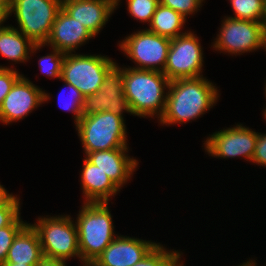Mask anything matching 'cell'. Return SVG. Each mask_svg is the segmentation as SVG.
I'll return each instance as SVG.
<instances>
[{"instance_id": "cell-1", "label": "cell", "mask_w": 266, "mask_h": 266, "mask_svg": "<svg viewBox=\"0 0 266 266\" xmlns=\"http://www.w3.org/2000/svg\"><path fill=\"white\" fill-rule=\"evenodd\" d=\"M167 90L165 111L159 120L168 126L197 119L215 106L219 97L215 85L203 76L172 80Z\"/></svg>"}, {"instance_id": "cell-2", "label": "cell", "mask_w": 266, "mask_h": 266, "mask_svg": "<svg viewBox=\"0 0 266 266\" xmlns=\"http://www.w3.org/2000/svg\"><path fill=\"white\" fill-rule=\"evenodd\" d=\"M124 95L131 114L139 117H162L170 80L162 72L135 68L123 69Z\"/></svg>"}, {"instance_id": "cell-3", "label": "cell", "mask_w": 266, "mask_h": 266, "mask_svg": "<svg viewBox=\"0 0 266 266\" xmlns=\"http://www.w3.org/2000/svg\"><path fill=\"white\" fill-rule=\"evenodd\" d=\"M81 208L75 221L81 261L93 263L117 236L108 202H84Z\"/></svg>"}, {"instance_id": "cell-4", "label": "cell", "mask_w": 266, "mask_h": 266, "mask_svg": "<svg viewBox=\"0 0 266 266\" xmlns=\"http://www.w3.org/2000/svg\"><path fill=\"white\" fill-rule=\"evenodd\" d=\"M123 118L109 111L83 115L75 126L85 155L100 150L129 148Z\"/></svg>"}, {"instance_id": "cell-5", "label": "cell", "mask_w": 266, "mask_h": 266, "mask_svg": "<svg viewBox=\"0 0 266 266\" xmlns=\"http://www.w3.org/2000/svg\"><path fill=\"white\" fill-rule=\"evenodd\" d=\"M70 215L46 216L31 224L36 230L43 256L67 261L70 257L81 259L78 231Z\"/></svg>"}, {"instance_id": "cell-6", "label": "cell", "mask_w": 266, "mask_h": 266, "mask_svg": "<svg viewBox=\"0 0 266 266\" xmlns=\"http://www.w3.org/2000/svg\"><path fill=\"white\" fill-rule=\"evenodd\" d=\"M61 9L62 0H12L8 13L16 17L21 33L35 44H45Z\"/></svg>"}, {"instance_id": "cell-7", "label": "cell", "mask_w": 266, "mask_h": 266, "mask_svg": "<svg viewBox=\"0 0 266 266\" xmlns=\"http://www.w3.org/2000/svg\"><path fill=\"white\" fill-rule=\"evenodd\" d=\"M115 63L102 55L66 53L60 80L72 84L85 97L100 90L105 74Z\"/></svg>"}, {"instance_id": "cell-8", "label": "cell", "mask_w": 266, "mask_h": 266, "mask_svg": "<svg viewBox=\"0 0 266 266\" xmlns=\"http://www.w3.org/2000/svg\"><path fill=\"white\" fill-rule=\"evenodd\" d=\"M171 39L149 30H138L127 36L119 47L137 65L135 69L162 72L167 60Z\"/></svg>"}, {"instance_id": "cell-9", "label": "cell", "mask_w": 266, "mask_h": 266, "mask_svg": "<svg viewBox=\"0 0 266 266\" xmlns=\"http://www.w3.org/2000/svg\"><path fill=\"white\" fill-rule=\"evenodd\" d=\"M191 31L172 38L163 73L172 81L202 77L203 50Z\"/></svg>"}, {"instance_id": "cell-10", "label": "cell", "mask_w": 266, "mask_h": 266, "mask_svg": "<svg viewBox=\"0 0 266 266\" xmlns=\"http://www.w3.org/2000/svg\"><path fill=\"white\" fill-rule=\"evenodd\" d=\"M213 48L216 51L240 55L262 48L266 33L262 22L227 17L221 24Z\"/></svg>"}, {"instance_id": "cell-11", "label": "cell", "mask_w": 266, "mask_h": 266, "mask_svg": "<svg viewBox=\"0 0 266 266\" xmlns=\"http://www.w3.org/2000/svg\"><path fill=\"white\" fill-rule=\"evenodd\" d=\"M106 111L119 116H122L124 111L131 114L124 95L123 68L117 63L105 74L100 90L85 96L82 114L91 115Z\"/></svg>"}, {"instance_id": "cell-12", "label": "cell", "mask_w": 266, "mask_h": 266, "mask_svg": "<svg viewBox=\"0 0 266 266\" xmlns=\"http://www.w3.org/2000/svg\"><path fill=\"white\" fill-rule=\"evenodd\" d=\"M258 132L252 131L242 124L216 131L205 141V151L212 157H243L252 161L256 147Z\"/></svg>"}, {"instance_id": "cell-13", "label": "cell", "mask_w": 266, "mask_h": 266, "mask_svg": "<svg viewBox=\"0 0 266 266\" xmlns=\"http://www.w3.org/2000/svg\"><path fill=\"white\" fill-rule=\"evenodd\" d=\"M50 100L49 94L23 75L15 82L0 106V121L6 125L19 121Z\"/></svg>"}, {"instance_id": "cell-14", "label": "cell", "mask_w": 266, "mask_h": 266, "mask_svg": "<svg viewBox=\"0 0 266 266\" xmlns=\"http://www.w3.org/2000/svg\"><path fill=\"white\" fill-rule=\"evenodd\" d=\"M158 243L128 236H117L95 259V266H133Z\"/></svg>"}, {"instance_id": "cell-15", "label": "cell", "mask_w": 266, "mask_h": 266, "mask_svg": "<svg viewBox=\"0 0 266 266\" xmlns=\"http://www.w3.org/2000/svg\"><path fill=\"white\" fill-rule=\"evenodd\" d=\"M119 2L120 0H62V9L95 37Z\"/></svg>"}, {"instance_id": "cell-16", "label": "cell", "mask_w": 266, "mask_h": 266, "mask_svg": "<svg viewBox=\"0 0 266 266\" xmlns=\"http://www.w3.org/2000/svg\"><path fill=\"white\" fill-rule=\"evenodd\" d=\"M126 152L128 153V148L94 151L87 153L86 159L98 166L121 189L131 179L139 163L127 156Z\"/></svg>"}, {"instance_id": "cell-17", "label": "cell", "mask_w": 266, "mask_h": 266, "mask_svg": "<svg viewBox=\"0 0 266 266\" xmlns=\"http://www.w3.org/2000/svg\"><path fill=\"white\" fill-rule=\"evenodd\" d=\"M94 37L90 31L61 9L52 25L45 45L63 53H72L82 44Z\"/></svg>"}, {"instance_id": "cell-18", "label": "cell", "mask_w": 266, "mask_h": 266, "mask_svg": "<svg viewBox=\"0 0 266 266\" xmlns=\"http://www.w3.org/2000/svg\"><path fill=\"white\" fill-rule=\"evenodd\" d=\"M81 186L86 203L108 202L111 196L120 191L106 173L86 158L81 171Z\"/></svg>"}, {"instance_id": "cell-19", "label": "cell", "mask_w": 266, "mask_h": 266, "mask_svg": "<svg viewBox=\"0 0 266 266\" xmlns=\"http://www.w3.org/2000/svg\"><path fill=\"white\" fill-rule=\"evenodd\" d=\"M43 257L36 230L27 223L15 236L4 263L37 265Z\"/></svg>"}, {"instance_id": "cell-20", "label": "cell", "mask_w": 266, "mask_h": 266, "mask_svg": "<svg viewBox=\"0 0 266 266\" xmlns=\"http://www.w3.org/2000/svg\"><path fill=\"white\" fill-rule=\"evenodd\" d=\"M45 44H35L13 26L0 27V54L13 62H25L29 54L41 49Z\"/></svg>"}, {"instance_id": "cell-21", "label": "cell", "mask_w": 266, "mask_h": 266, "mask_svg": "<svg viewBox=\"0 0 266 266\" xmlns=\"http://www.w3.org/2000/svg\"><path fill=\"white\" fill-rule=\"evenodd\" d=\"M185 22L186 18L180 13L159 4L152 16L149 29L147 30L156 33L157 35L172 39L184 34L180 31L182 30Z\"/></svg>"}, {"instance_id": "cell-22", "label": "cell", "mask_w": 266, "mask_h": 266, "mask_svg": "<svg viewBox=\"0 0 266 266\" xmlns=\"http://www.w3.org/2000/svg\"><path fill=\"white\" fill-rule=\"evenodd\" d=\"M234 19L263 22L265 0H230Z\"/></svg>"}, {"instance_id": "cell-23", "label": "cell", "mask_w": 266, "mask_h": 266, "mask_svg": "<svg viewBox=\"0 0 266 266\" xmlns=\"http://www.w3.org/2000/svg\"><path fill=\"white\" fill-rule=\"evenodd\" d=\"M180 258V252L168 251L158 243L141 261L133 266H175Z\"/></svg>"}, {"instance_id": "cell-24", "label": "cell", "mask_w": 266, "mask_h": 266, "mask_svg": "<svg viewBox=\"0 0 266 266\" xmlns=\"http://www.w3.org/2000/svg\"><path fill=\"white\" fill-rule=\"evenodd\" d=\"M64 86L66 89L70 90L69 96L67 98L64 97V91H60L58 96V105L61 109L66 111H71L74 113L75 125L79 122L81 117L83 116L82 110L84 105V95L72 84L64 82ZM63 90V89H62ZM63 94V96H62ZM66 99V100H65Z\"/></svg>"}, {"instance_id": "cell-25", "label": "cell", "mask_w": 266, "mask_h": 266, "mask_svg": "<svg viewBox=\"0 0 266 266\" xmlns=\"http://www.w3.org/2000/svg\"><path fill=\"white\" fill-rule=\"evenodd\" d=\"M52 53L43 56L39 59L40 71L51 78L61 79L62 65L66 53H63L56 48H52Z\"/></svg>"}, {"instance_id": "cell-26", "label": "cell", "mask_w": 266, "mask_h": 266, "mask_svg": "<svg viewBox=\"0 0 266 266\" xmlns=\"http://www.w3.org/2000/svg\"><path fill=\"white\" fill-rule=\"evenodd\" d=\"M127 10L129 14L136 20L141 22H148L150 24L153 14L157 6L160 4L159 0H126Z\"/></svg>"}, {"instance_id": "cell-27", "label": "cell", "mask_w": 266, "mask_h": 266, "mask_svg": "<svg viewBox=\"0 0 266 266\" xmlns=\"http://www.w3.org/2000/svg\"><path fill=\"white\" fill-rule=\"evenodd\" d=\"M26 224L27 222L18 216L9 226L0 229V266L4 264L15 236Z\"/></svg>"}, {"instance_id": "cell-28", "label": "cell", "mask_w": 266, "mask_h": 266, "mask_svg": "<svg viewBox=\"0 0 266 266\" xmlns=\"http://www.w3.org/2000/svg\"><path fill=\"white\" fill-rule=\"evenodd\" d=\"M160 4L173 9L180 13L183 17L187 18L188 15H192L194 12L200 10L202 2L204 0H159Z\"/></svg>"}, {"instance_id": "cell-29", "label": "cell", "mask_w": 266, "mask_h": 266, "mask_svg": "<svg viewBox=\"0 0 266 266\" xmlns=\"http://www.w3.org/2000/svg\"><path fill=\"white\" fill-rule=\"evenodd\" d=\"M22 76L13 68L0 66V106L15 82Z\"/></svg>"}, {"instance_id": "cell-30", "label": "cell", "mask_w": 266, "mask_h": 266, "mask_svg": "<svg viewBox=\"0 0 266 266\" xmlns=\"http://www.w3.org/2000/svg\"><path fill=\"white\" fill-rule=\"evenodd\" d=\"M20 199L15 195L0 209V229L9 226L20 215Z\"/></svg>"}, {"instance_id": "cell-31", "label": "cell", "mask_w": 266, "mask_h": 266, "mask_svg": "<svg viewBox=\"0 0 266 266\" xmlns=\"http://www.w3.org/2000/svg\"><path fill=\"white\" fill-rule=\"evenodd\" d=\"M252 162L257 165L266 166V134L258 133Z\"/></svg>"}, {"instance_id": "cell-32", "label": "cell", "mask_w": 266, "mask_h": 266, "mask_svg": "<svg viewBox=\"0 0 266 266\" xmlns=\"http://www.w3.org/2000/svg\"><path fill=\"white\" fill-rule=\"evenodd\" d=\"M36 266H67L65 261L43 256Z\"/></svg>"}, {"instance_id": "cell-33", "label": "cell", "mask_w": 266, "mask_h": 266, "mask_svg": "<svg viewBox=\"0 0 266 266\" xmlns=\"http://www.w3.org/2000/svg\"><path fill=\"white\" fill-rule=\"evenodd\" d=\"M14 195L9 193L3 185L0 184V209L3 208L12 198Z\"/></svg>"}, {"instance_id": "cell-34", "label": "cell", "mask_w": 266, "mask_h": 266, "mask_svg": "<svg viewBox=\"0 0 266 266\" xmlns=\"http://www.w3.org/2000/svg\"><path fill=\"white\" fill-rule=\"evenodd\" d=\"M9 13L8 10L0 4V27L8 19Z\"/></svg>"}, {"instance_id": "cell-35", "label": "cell", "mask_w": 266, "mask_h": 266, "mask_svg": "<svg viewBox=\"0 0 266 266\" xmlns=\"http://www.w3.org/2000/svg\"><path fill=\"white\" fill-rule=\"evenodd\" d=\"M0 4L9 11L12 6V0H0Z\"/></svg>"}, {"instance_id": "cell-36", "label": "cell", "mask_w": 266, "mask_h": 266, "mask_svg": "<svg viewBox=\"0 0 266 266\" xmlns=\"http://www.w3.org/2000/svg\"><path fill=\"white\" fill-rule=\"evenodd\" d=\"M2 266H36V265L17 264V263H4Z\"/></svg>"}, {"instance_id": "cell-37", "label": "cell", "mask_w": 266, "mask_h": 266, "mask_svg": "<svg viewBox=\"0 0 266 266\" xmlns=\"http://www.w3.org/2000/svg\"><path fill=\"white\" fill-rule=\"evenodd\" d=\"M262 23L266 31V0H265V6H264V19Z\"/></svg>"}, {"instance_id": "cell-38", "label": "cell", "mask_w": 266, "mask_h": 266, "mask_svg": "<svg viewBox=\"0 0 266 266\" xmlns=\"http://www.w3.org/2000/svg\"><path fill=\"white\" fill-rule=\"evenodd\" d=\"M257 263L254 262V260L247 261V266H256Z\"/></svg>"}, {"instance_id": "cell-39", "label": "cell", "mask_w": 266, "mask_h": 266, "mask_svg": "<svg viewBox=\"0 0 266 266\" xmlns=\"http://www.w3.org/2000/svg\"><path fill=\"white\" fill-rule=\"evenodd\" d=\"M265 49V51H266V33H265V35H264V38H263V45H262V49Z\"/></svg>"}, {"instance_id": "cell-40", "label": "cell", "mask_w": 266, "mask_h": 266, "mask_svg": "<svg viewBox=\"0 0 266 266\" xmlns=\"http://www.w3.org/2000/svg\"><path fill=\"white\" fill-rule=\"evenodd\" d=\"M83 266H95L93 263H83Z\"/></svg>"}, {"instance_id": "cell-41", "label": "cell", "mask_w": 266, "mask_h": 266, "mask_svg": "<svg viewBox=\"0 0 266 266\" xmlns=\"http://www.w3.org/2000/svg\"><path fill=\"white\" fill-rule=\"evenodd\" d=\"M175 266H184V264L182 263V261H179Z\"/></svg>"}, {"instance_id": "cell-42", "label": "cell", "mask_w": 266, "mask_h": 266, "mask_svg": "<svg viewBox=\"0 0 266 266\" xmlns=\"http://www.w3.org/2000/svg\"><path fill=\"white\" fill-rule=\"evenodd\" d=\"M265 97H266V84H265ZM263 113L264 114L266 113V108H265V111Z\"/></svg>"}, {"instance_id": "cell-43", "label": "cell", "mask_w": 266, "mask_h": 266, "mask_svg": "<svg viewBox=\"0 0 266 266\" xmlns=\"http://www.w3.org/2000/svg\"><path fill=\"white\" fill-rule=\"evenodd\" d=\"M238 266H247V263L244 262L242 265H238Z\"/></svg>"}]
</instances>
